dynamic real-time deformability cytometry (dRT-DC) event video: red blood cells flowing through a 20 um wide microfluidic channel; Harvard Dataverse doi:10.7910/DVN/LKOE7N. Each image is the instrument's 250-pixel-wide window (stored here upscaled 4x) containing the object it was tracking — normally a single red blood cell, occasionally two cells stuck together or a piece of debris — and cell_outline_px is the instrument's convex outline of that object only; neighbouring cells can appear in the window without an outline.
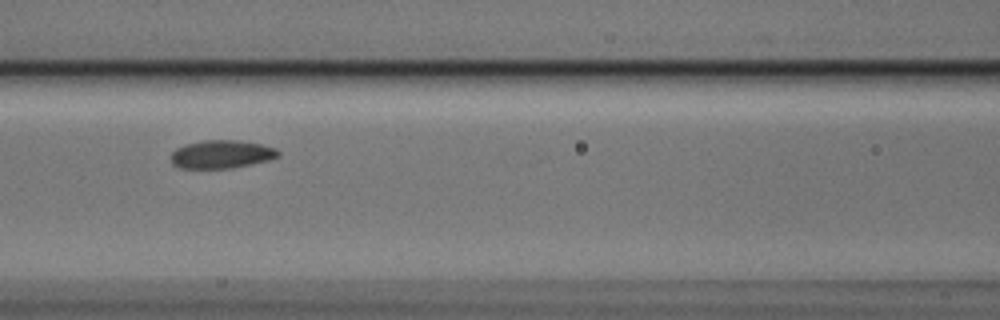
{"species": "Egyptian fruit bat (a non-hibernating species)", "species_latin": "Rousettus aegyptiacus", "temperature_condition": "cold", "stored_images_in_passage": 9, "camera_frame_rate_fps": 3000, "um_per_image_px": 0.085, "animal": {"sex": "male"}, "frame": {"image": 1, "passage_image": 4, "time_ms": 1.0, "image_size_px": [1000, 320], "cell_outline_px": [[280, 156], [268, 160], [232, 168], [180, 168], [172, 164], [172, 152], [176, 148], [184, 144], [204, 140], [236, 140], [260, 144], [276, 148], [280, 152]], "centroid_in_image_um": [18.82, 13.11], "position_along_channel_um": 147.8, "area_um2": 17.57}}
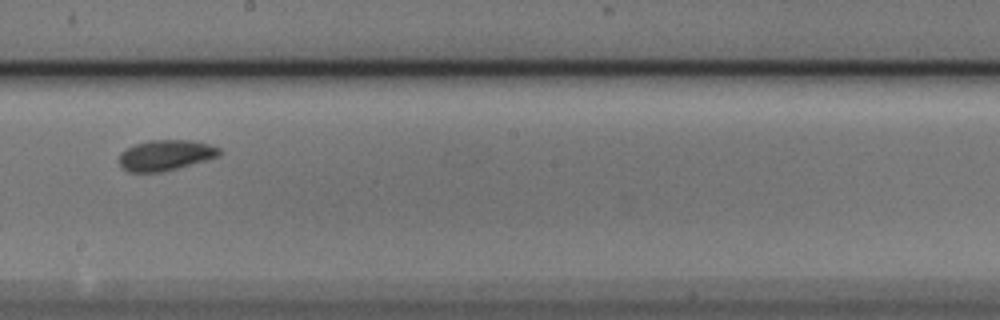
{"frame": {"image": 2, "passage_image": 6, "time_ms": 1.667, "image_size_px": [1000, 320], "cell_outline_px": [[220, 156], [208, 160], [160, 172], [128, 172], [120, 164], [120, 152], [136, 144], [148, 140], [192, 140], [208, 144], [220, 148]], "centroid_in_image_um": [14.1, 13.19], "position_along_channel_um": 234.1, "area_um2": 17.74}}
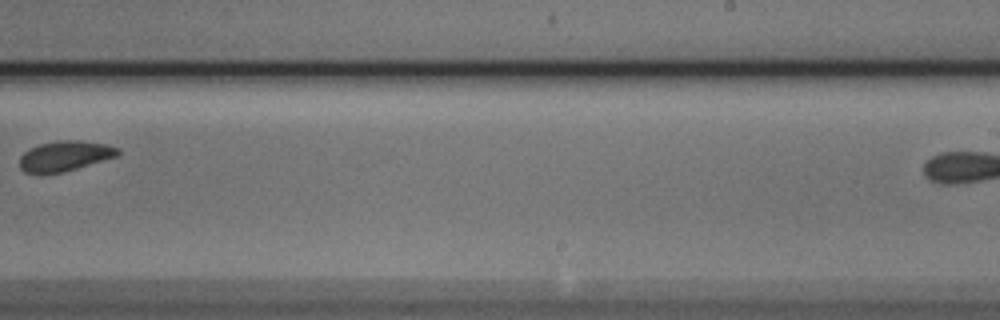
{"frame": {"image": 3, "passage_image": 7, "time_ms": 2.0, "image_size_px": [1000, 320], "cell_outline_px": [[120, 156], [76, 168], [60, 172], [24, 172], [20, 168], [20, 156], [28, 148], [40, 144], [56, 140], [80, 140], [108, 144], [120, 148]], "centroid_in_image_um": [5.57, 13.22], "position_along_channel_um": 283.4, "area_um2": 17.28}}